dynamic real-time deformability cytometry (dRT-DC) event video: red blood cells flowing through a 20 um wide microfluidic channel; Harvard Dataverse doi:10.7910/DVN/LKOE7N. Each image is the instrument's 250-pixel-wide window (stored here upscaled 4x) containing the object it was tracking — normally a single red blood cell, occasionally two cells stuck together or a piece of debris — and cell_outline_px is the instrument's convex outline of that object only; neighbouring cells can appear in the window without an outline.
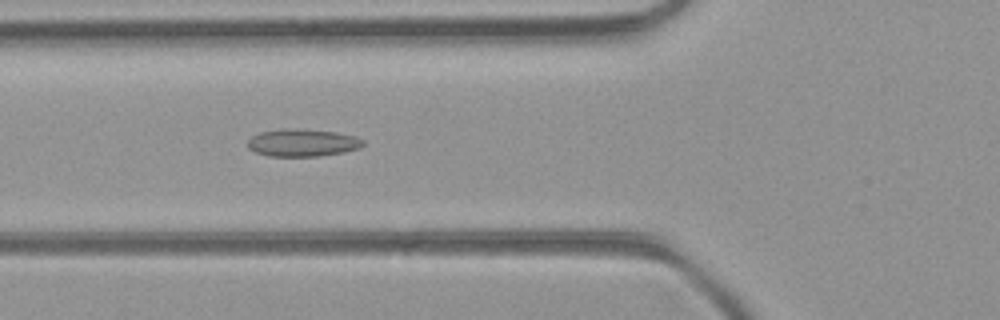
{"species": "common noctule bat (a hibernating species)", "species_latin": "Nyctalus noctula", "temperature_condition": "room temperature", "stored_images_in_passage": 47, "camera_frame_rate_fps": 3000, "um_per_image_px": 0.085, "animal": {"sex": "female", "body_mass_g": 21.9}, "frame": {"image": 1, "passage_image": 17, "time_ms": 5.333, "image_size_px": [1000, 320], "cell_outline_px": [[364, 144], [360, 148], [344, 152], [316, 156], [268, 156], [256, 152], [248, 148], [248, 140], [252, 136], [260, 132], [280, 128], [296, 128], [336, 132], [356, 136], [364, 140]], "centroid_in_image_um": [25.71, 12.12], "position_along_channel_um": 100.1, "area_um2": 18.61}}
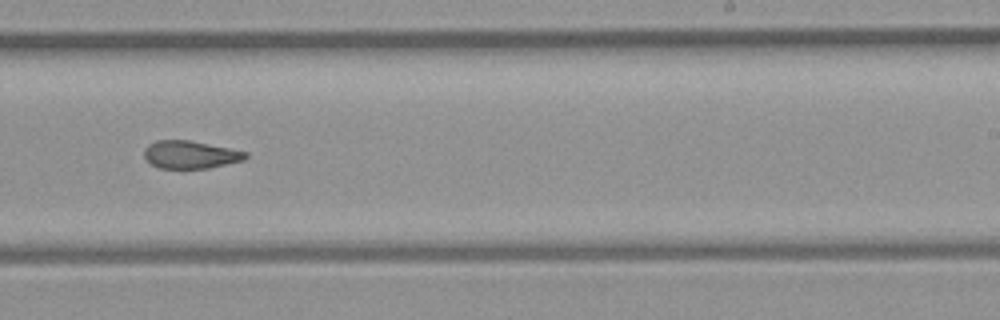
{"frame": {"image": 2, "passage_image": 29, "time_ms": 9.333, "image_size_px": [1000, 320], "cell_outline_px": [[248, 156], [244, 160], [208, 168], [160, 168], [152, 164], [144, 156], [144, 148], [148, 144], [156, 140], [188, 140], [248, 152]], "centroid_in_image_um": [16.17, 13.14], "position_along_channel_um": 272.8, "area_um2": 16.24}}
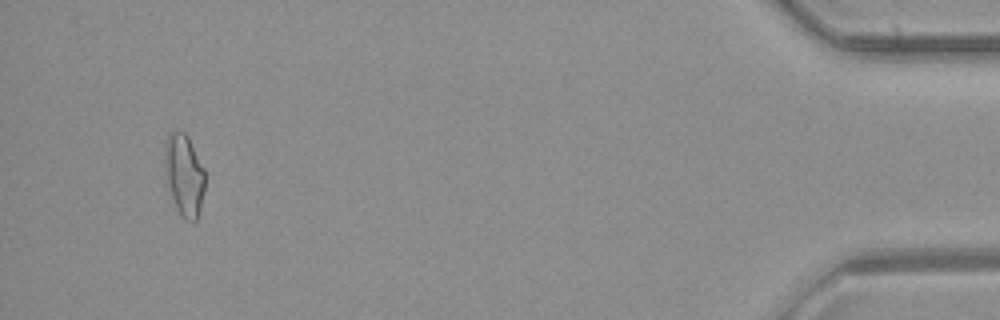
{"frame": {"image": 3, "passage_image": 45, "time_ms": 14.667, "image_size_px": [1000, 320], "cell_outline_px": [[204, 192], [200, 212], [196, 220], [184, 220], [180, 216], [176, 208], [168, 188], [164, 152], [164, 144], [168, 136], [172, 132], [184, 132], [188, 136], [204, 168]], "centroid_in_image_um": [15.66, 14.9], "position_along_channel_um": 419.5, "area_um2": 19.13}, "authors_computed_cell_mechanics": {"area_um2": 17.9758, "velocity_mm_per_s": 4.3094, "shape_relaxation_time_tau1_ms": null, "shape_relaxation_time_tau2_ms": 2.9492, "deformation_change_tau1": null, "deformation_change_tau2": 0.106}}